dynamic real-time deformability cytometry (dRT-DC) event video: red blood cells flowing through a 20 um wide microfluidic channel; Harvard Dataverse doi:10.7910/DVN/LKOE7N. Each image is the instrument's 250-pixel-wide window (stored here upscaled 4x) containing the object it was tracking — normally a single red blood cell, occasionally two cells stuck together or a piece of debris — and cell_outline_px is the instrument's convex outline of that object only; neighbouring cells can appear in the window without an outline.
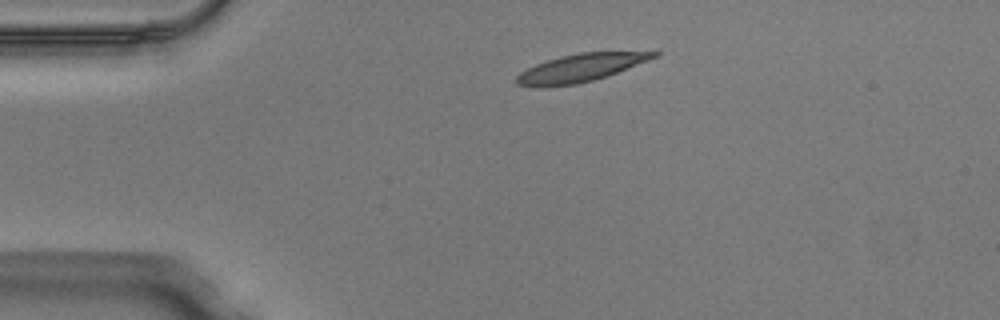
{"species": "Egyptian fruit bat (a non-hibernating species)", "species_latin": "Rousettus aegyptiacus", "temperature_condition": "warm", "stored_images_in_passage": 40, "camera_frame_rate_fps": 3000, "um_per_image_px": 0.085, "animal": {"sex": "male"}, "frame": {"image": 1, "passage_image": 1, "time_ms": 0.0, "image_size_px": [1000, 320], "cell_outline_px": [[660, 56], [616, 72], [592, 80], [576, 84], [516, 84], [516, 76], [520, 72], [536, 64], [560, 56], [580, 52], [660, 52]], "centroid_in_image_um": [49.42, 5.71], "position_along_channel_um": 35.6, "area_um2": 21.15}}
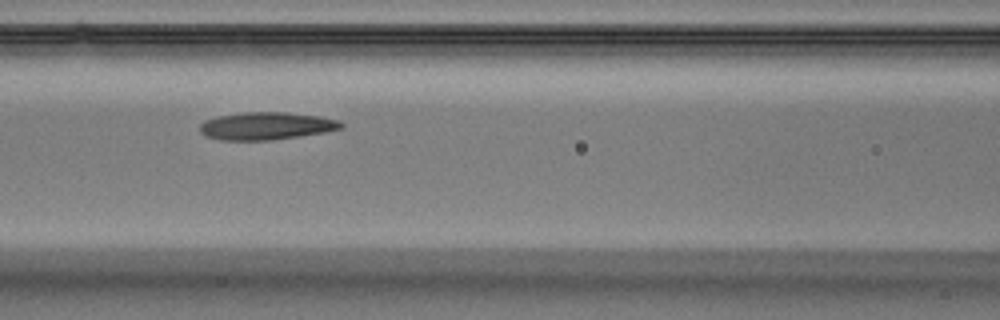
{"frame": {"image": 2, "passage_image": 12, "time_ms": 3.667, "image_size_px": [1000, 320], "cell_outline_px": [[344, 128], [324, 132], [272, 140], [220, 140], [208, 136], [200, 132], [200, 124], [204, 120], [216, 116], [244, 112], [288, 112], [320, 116], [340, 120], [344, 124]], "centroid_in_image_um": [22.65, 10.69], "position_along_channel_um": 143.9, "area_um2": 22.83}}
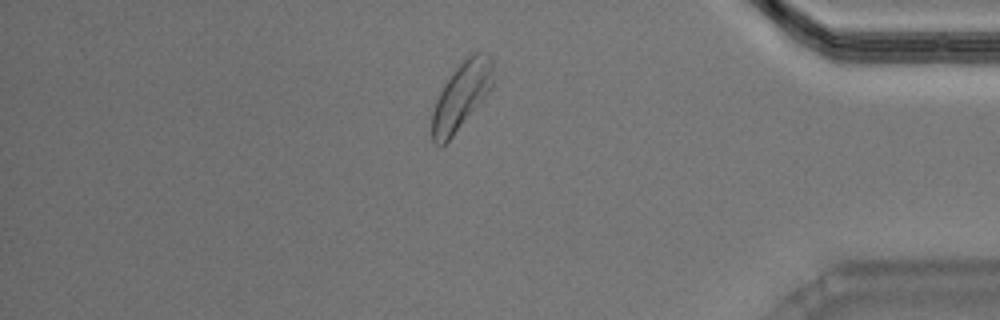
{"frame": {"image": 3, "passage_image": 33, "time_ms": 10.667, "image_size_px": [1000, 320], "cell_outline_px": [[492, 88], [452, 136], [440, 148], [432, 144], [432, 112], [436, 100], [444, 84], [452, 72], [472, 52], [480, 48], [492, 56]], "centroid_in_image_um": [39.21, 8.11], "position_along_channel_um": 396.0, "area_um2": 23.87}, "authors_computed_cell_mechanics": {"area_um2": 22.9755, "velocity_mm_per_s": 4.0314, "shape_relaxation_time_tau1_ms": 2.7614, "shape_relaxation_time_tau2_ms": 5.813, "deformation_change_tau1": 0.1292, "deformation_change_tau2": 0.1118}}